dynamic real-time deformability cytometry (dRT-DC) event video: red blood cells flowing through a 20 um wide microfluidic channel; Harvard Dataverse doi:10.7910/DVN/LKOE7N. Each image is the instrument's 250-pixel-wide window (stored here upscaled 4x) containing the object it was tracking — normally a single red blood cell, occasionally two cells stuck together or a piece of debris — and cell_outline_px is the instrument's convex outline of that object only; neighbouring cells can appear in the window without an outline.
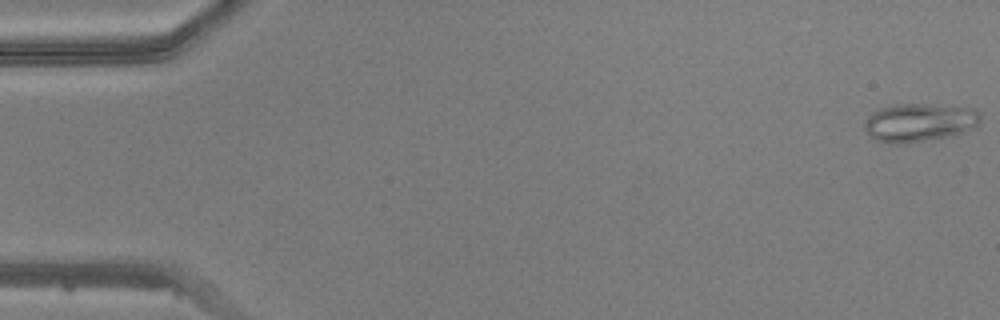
{"species": "common noctule bat (a hibernating species)", "species_latin": "Nyctalus noctula", "temperature_condition": "warm", "stored_images_in_passage": 50, "camera_frame_rate_fps": 3000, "um_per_image_px": 0.085, "animal": {"sex": "male", "body_mass_g": 20.5, "forearm_length_mm": 52.5}, "frame": {"image": 1, "passage_image": 1, "time_ms": 0.0, "image_size_px": [1000, 320], "cell_outline_px": [[980, 120], [976, 128], [944, 136], [924, 140], [900, 144], [896, 144], [876, 140], [864, 128], [864, 124], [868, 116], [872, 112], [880, 108], [896, 104], [924, 104], [976, 108], [980, 116]], "centroid_in_image_um": [78.14, 10.39], "position_along_channel_um": 6.9, "area_um2": 25.49}}
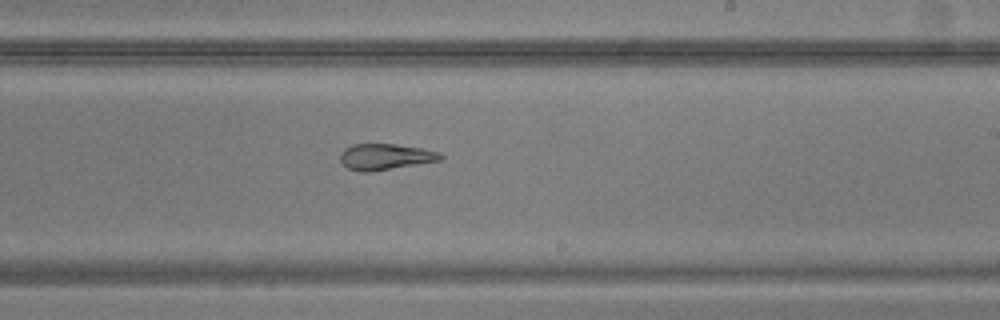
{"frame": {"image": 2, "passage_image": 30, "time_ms": 9.667, "image_size_px": [1000, 320], "cell_outline_px": [[444, 156], [440, 160], [368, 172], [360, 172], [348, 168], [340, 160], [340, 152], [344, 148], [352, 144], [396, 144], [420, 148], [440, 152]], "centroid_in_image_um": [32.72, 13.31], "position_along_channel_um": 256.3, "area_um2": 15.09}}
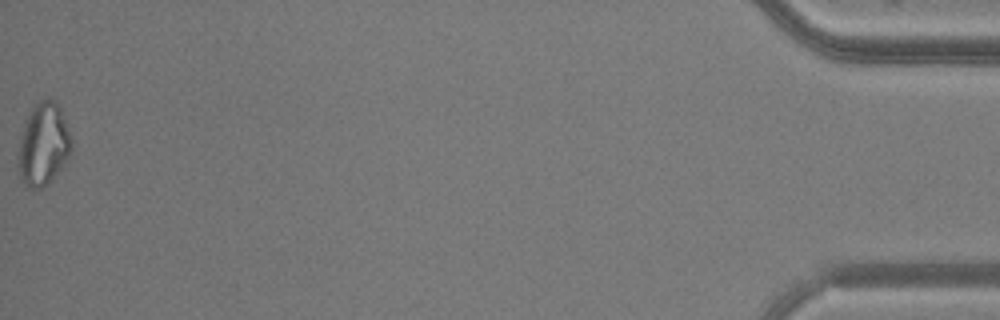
{"frame": {"image": 3, "passage_image": 50, "time_ms": 16.333, "image_size_px": [1000, 320], "cell_outline_px": [[72, 148], [64, 164], [48, 184], [44, 188], [32, 188], [24, 184], [20, 180], [16, 164], [16, 156], [20, 136], [24, 120], [32, 108], [40, 100], [48, 96], [56, 100], [60, 108], [68, 128], [72, 140]], "centroid_in_image_um": [3.64, 12.26], "position_along_channel_um": 431.6, "area_um2": 26.24}}